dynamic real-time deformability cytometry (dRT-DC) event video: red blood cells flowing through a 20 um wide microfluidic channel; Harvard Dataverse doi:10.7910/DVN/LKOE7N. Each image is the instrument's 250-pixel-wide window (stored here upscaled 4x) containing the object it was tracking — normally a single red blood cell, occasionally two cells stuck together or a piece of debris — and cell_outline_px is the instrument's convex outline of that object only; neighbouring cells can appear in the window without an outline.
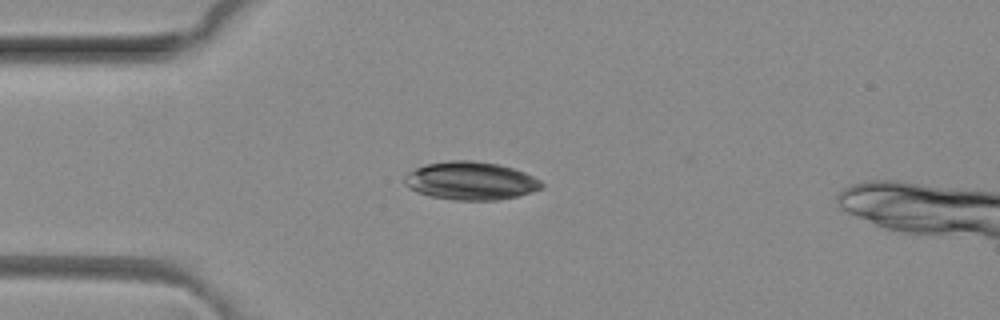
{"species": "common noctule bat (a hibernating species)", "species_latin": "Nyctalus noctula", "temperature_condition": "room temperature", "stored_images_in_passage": 2, "camera_frame_rate_fps": 3000, "um_per_image_px": 0.085, "animal": {"sex": "female", "body_mass_g": 29.2, "forearm_length_mm": 56.3}, "frame": {"image": 1, "passage_image": 2, "time_ms": 0.333, "image_size_px": [1000, 320], "cell_outline_px": [[544, 188], [532, 192], [516, 196], [496, 200], [452, 200], [432, 196], [416, 192], [408, 188], [404, 184], [404, 176], [408, 172], [424, 164], [448, 160], [472, 160], [500, 164], [524, 172], [540, 180], [544, 184]], "centroid_in_image_um": [39.99, 15.36], "position_along_channel_um": 45.0, "area_um2": 30.69}}